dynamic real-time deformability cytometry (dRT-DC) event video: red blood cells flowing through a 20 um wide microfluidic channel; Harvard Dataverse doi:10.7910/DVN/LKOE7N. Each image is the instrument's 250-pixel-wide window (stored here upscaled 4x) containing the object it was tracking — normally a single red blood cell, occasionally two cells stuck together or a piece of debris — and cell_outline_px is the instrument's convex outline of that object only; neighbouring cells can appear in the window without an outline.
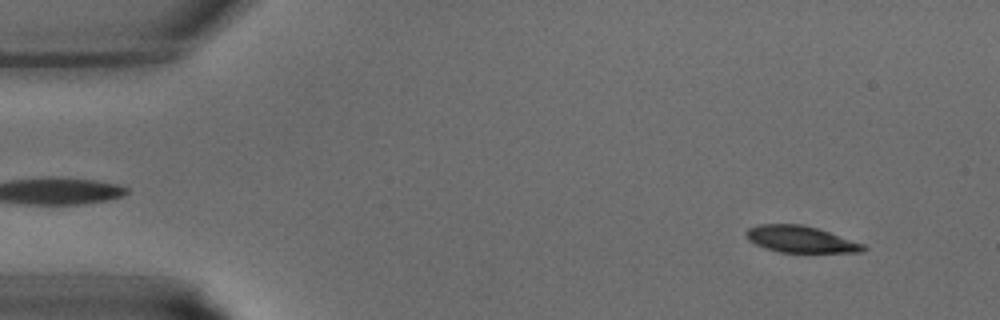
{"species": "common noctule bat (a hibernating species)", "species_latin": "Nyctalus noctula", "temperature_condition": "warm", "stored_images_in_passage": 40, "camera_frame_rate_fps": 3000, "um_per_image_px": 0.085, "animal": {"sex": "male", "body_mass_g": 15.6}, "frame": {"image": 1, "passage_image": 3, "time_ms": 0.667, "image_size_px": [1000, 320], "cell_outline_px": [[868, 248], [860, 252], [780, 252], [756, 244], [748, 240], [744, 232], [748, 228], [760, 224], [804, 224], [864, 244]], "centroid_in_image_um": [68.03, 20.33], "position_along_channel_um": 17.0, "area_um2": 17.92}}
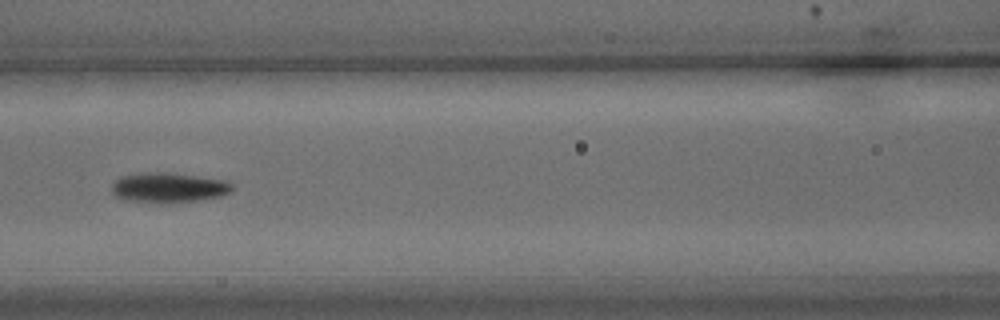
{"frame": {"image": 2, "passage_image": 17, "time_ms": 5.333, "image_size_px": [1000, 320], "cell_outline_px": [[232, 188], [228, 192], [220, 196], [172, 204], [160, 204], [128, 200], [112, 196], [112, 184], [120, 176], [140, 172], [168, 172], [224, 180], [232, 184]], "centroid_in_image_um": [14.25, 15.95], "position_along_channel_um": 152.4, "area_um2": 21.27}}
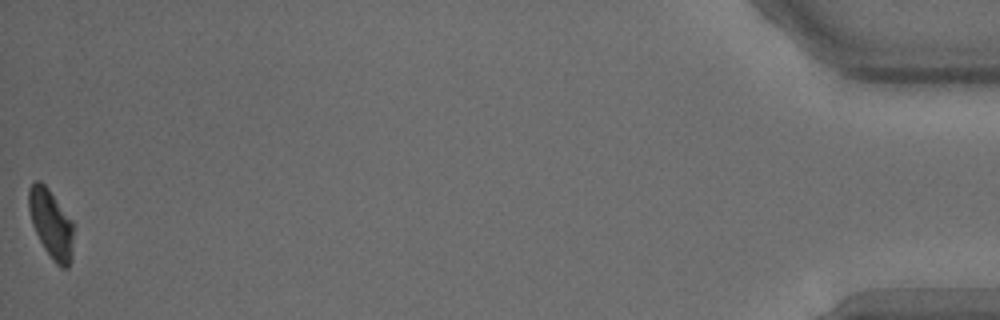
{"frame": {"image": 3, "passage_image": 40, "time_ms": 13.0, "image_size_px": [1000, 320], "cell_outline_px": [[72, 260], [68, 268], [60, 268], [52, 260], [44, 248], [32, 224], [28, 208], [28, 188], [36, 180], [40, 180], [48, 188], [72, 220]], "centroid_in_image_um": [4.33, 19.03], "position_along_channel_um": 430.9, "area_um2": 17.92}}